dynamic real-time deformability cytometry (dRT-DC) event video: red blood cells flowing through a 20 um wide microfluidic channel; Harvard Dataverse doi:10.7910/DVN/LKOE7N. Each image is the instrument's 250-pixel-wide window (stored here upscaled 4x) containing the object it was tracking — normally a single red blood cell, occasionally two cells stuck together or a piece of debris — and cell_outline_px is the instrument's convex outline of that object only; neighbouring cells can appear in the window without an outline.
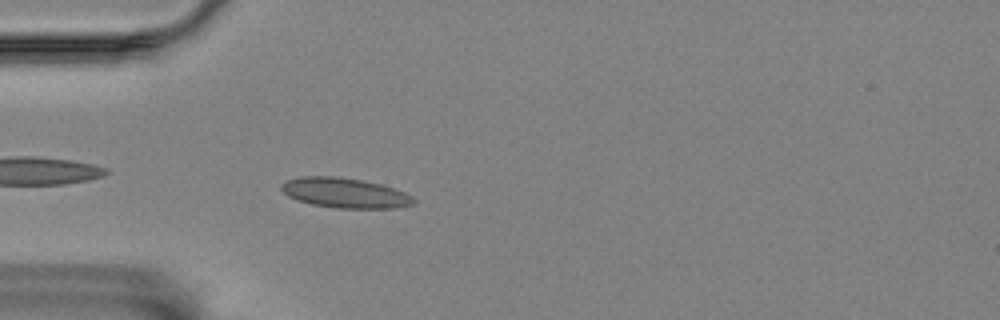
{"species": "Egyptian fruit bat (a non-hibernating species)", "species_latin": "Rousettus aegyptiacus", "temperature_condition": "room temperature", "stored_images_in_passage": 23, "camera_frame_rate_fps": 3000, "um_per_image_px": 0.085, "animal": {"sex": "female"}, "frame": {"image": 1, "passage_image": 3, "time_ms": 0.667, "image_size_px": [1000, 320], "cell_outline_px": [[416, 204], [396, 208], [336, 208], [312, 204], [296, 200], [288, 196], [280, 188], [280, 184], [288, 180], [300, 176], [336, 176], [360, 180], [380, 184], [404, 192], [412, 196], [416, 200]], "centroid_in_image_um": [29.31, 16.4], "position_along_channel_um": 55.7, "area_um2": 23.12}}
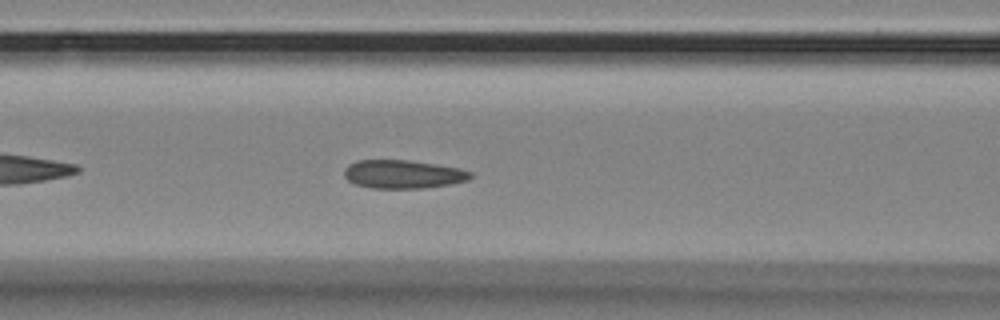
{"frame": {"image": 2, "passage_image": 10, "time_ms": 3.0, "image_size_px": [1000, 320], "cell_outline_px": [[472, 176], [468, 180], [448, 184], [424, 188], [372, 188], [356, 184], [348, 180], [344, 176], [344, 168], [348, 164], [356, 160], [408, 160], [436, 164], [460, 168], [472, 172]], "centroid_in_image_um": [34.24, 14.8], "position_along_channel_um": 132.4, "area_um2": 20.92}}
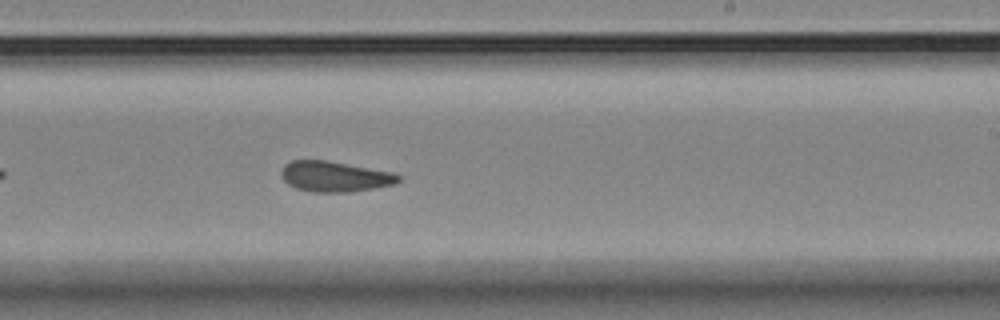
{"frame": {"image": 3, "passage_image": 21, "time_ms": 6.667, "image_size_px": [1000, 320], "cell_outline_px": [[400, 180], [396, 184], [348, 192], [312, 192], [296, 188], [288, 184], [280, 176], [280, 172], [284, 164], [292, 160], [324, 160], [396, 172], [400, 176]], "centroid_in_image_um": [28.45, 15.0], "position_along_channel_um": 260.6, "area_um2": 20.92}}